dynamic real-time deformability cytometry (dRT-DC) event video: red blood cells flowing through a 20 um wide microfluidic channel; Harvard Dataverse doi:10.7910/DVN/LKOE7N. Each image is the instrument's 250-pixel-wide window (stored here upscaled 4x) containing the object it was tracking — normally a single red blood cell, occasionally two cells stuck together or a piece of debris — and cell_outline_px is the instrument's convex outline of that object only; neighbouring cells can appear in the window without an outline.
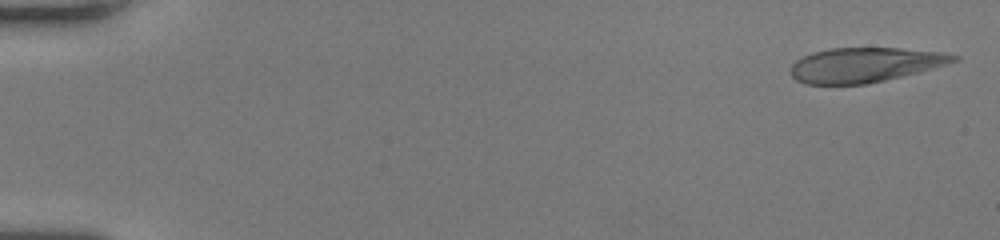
{"species": "human", "species_latin": "Homo sapiens", "temperature_condition": "room temperature", "stored_images_in_passage": 52, "camera_frame_rate_fps": 3000, "um_per_image_px": 0.085, "donor": {"sex": "female"}, "frame": {"image": 1, "passage_image": 2, "time_ms": 0.333, "image_size_px": [1000, 240], "cell_outline_px": [[960, 60], [932, 68], [884, 80], [864, 84], [804, 84], [796, 80], [792, 76], [792, 64], [796, 60], [812, 52], [828, 48], [900, 48], [944, 52], [960, 56]], "centroid_in_image_um": [73.51, 5.5], "position_along_channel_um": 11.5, "area_um2": 32.71}}
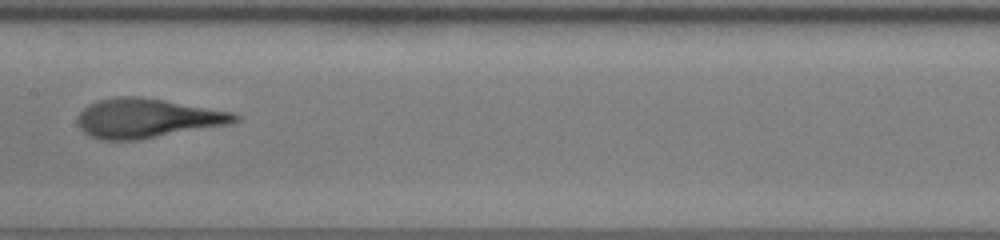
{"frame": {"image": 2, "passage_image": 28, "time_ms": 9.0, "image_size_px": [1000, 240], "cell_outline_px": [[240, 120], [232, 124], [140, 140], [100, 140], [88, 136], [80, 128], [76, 120], [80, 112], [88, 104], [100, 100], [116, 96], [140, 96], [164, 100], [232, 112], [240, 116]], "centroid_in_image_um": [12.51, 10.06], "position_along_channel_um": 194.9, "area_um2": 36.36}}
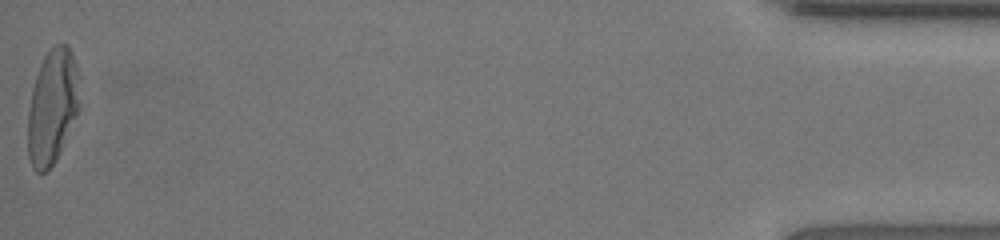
{"frame": {"image": 3, "passage_image": 52, "time_ms": 17.0, "image_size_px": [1000, 240], "cell_outline_px": [[80, 108], [60, 152], [56, 160], [40, 176], [32, 168], [28, 156], [28, 112], [32, 88], [40, 64], [44, 56], [56, 44], [68, 44], [72, 52], [80, 76]], "centroid_in_image_um": [4.47, 9.06], "position_along_channel_um": 430.7, "area_um2": 35.08}}